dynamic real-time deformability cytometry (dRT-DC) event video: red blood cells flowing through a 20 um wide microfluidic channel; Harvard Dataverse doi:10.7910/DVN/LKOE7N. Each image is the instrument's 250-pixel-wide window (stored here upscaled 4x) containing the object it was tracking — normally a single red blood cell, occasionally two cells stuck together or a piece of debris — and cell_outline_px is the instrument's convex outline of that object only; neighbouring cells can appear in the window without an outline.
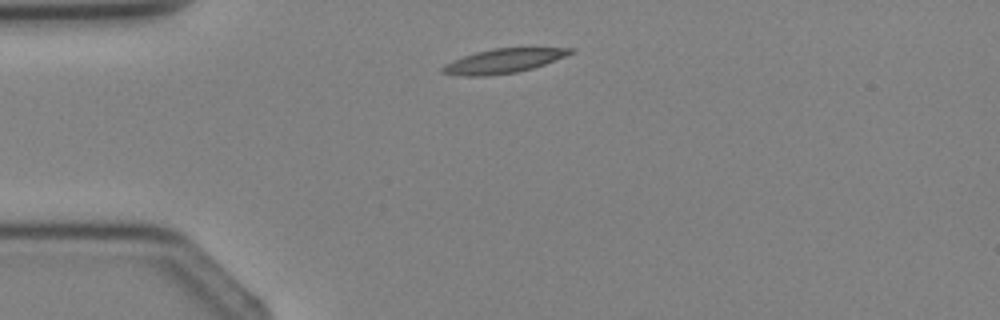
{"species": "Egyptian fruit bat (a non-hibernating species)", "species_latin": "Rousettus aegyptiacus", "temperature_condition": "cold", "stored_images_in_passage": 1, "camera_frame_rate_fps": 3000, "um_per_image_px": 0.085, "animal": {"sex": "female"}, "frame": {"image": 1, "passage_image": 1, "time_ms": 0.0, "image_size_px": [1000, 320], "cell_outline_px": [[576, 48], [572, 52], [564, 56], [544, 64], [532, 68], [516, 72], [484, 76], [464, 76], [440, 72], [440, 68], [444, 64], [452, 60], [476, 52], [492, 48]], "centroid_in_image_um": [42.72, 5.18], "position_along_channel_um": 42.3, "area_um2": 17.86}}